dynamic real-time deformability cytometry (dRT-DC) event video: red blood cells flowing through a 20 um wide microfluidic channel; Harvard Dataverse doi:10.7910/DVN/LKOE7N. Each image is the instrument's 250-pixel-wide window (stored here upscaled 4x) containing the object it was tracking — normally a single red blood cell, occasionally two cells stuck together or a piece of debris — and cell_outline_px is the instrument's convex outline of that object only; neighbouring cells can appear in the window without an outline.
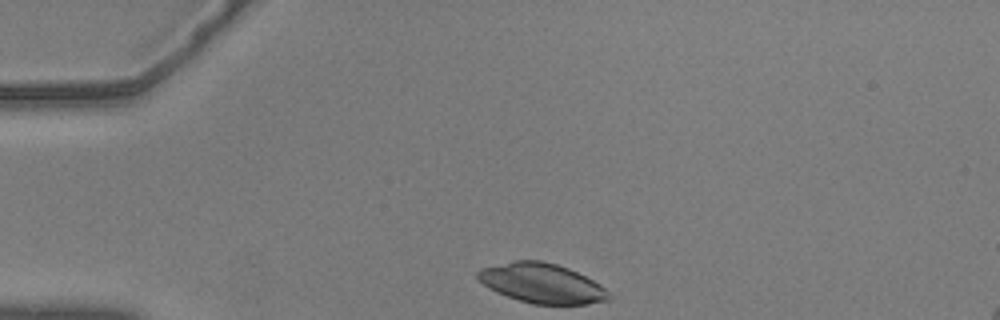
{"species": "common noctule bat (a hibernating species)", "species_latin": "Nyctalus noctula", "temperature_condition": "warm", "stored_images_in_passage": 35, "camera_frame_rate_fps": 3000, "um_per_image_px": 0.085, "animal": {"sex": "male", "body_mass_g": 20.5, "forearm_length_mm": 52.5}, "frame": {"image": 1, "passage_image": 1, "time_ms": 0.0, "image_size_px": [1000, 320], "cell_outline_px": [[612, 296], [608, 300], [588, 304], [532, 304], [496, 292], [488, 288], [476, 276], [476, 272], [480, 268], [512, 260], [540, 260], [556, 264], [568, 268], [600, 284]], "centroid_in_image_um": [46.03, 24.07], "position_along_channel_um": 39.0, "area_um2": 30.23}}
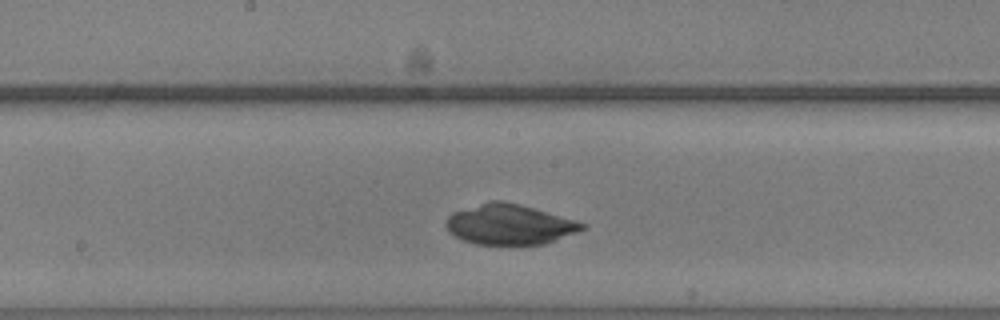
{"frame": {"image": 2, "passage_image": 18, "time_ms": 5.667, "image_size_px": [1000, 320], "cell_outline_px": [[588, 228], [544, 244], [476, 244], [464, 240], [448, 232], [444, 224], [448, 216], [452, 212], [492, 200], [504, 200], [520, 204], [576, 220], [588, 224]], "centroid_in_image_um": [43.32, 19.07], "position_along_channel_um": 204.9, "area_um2": 31.96}}
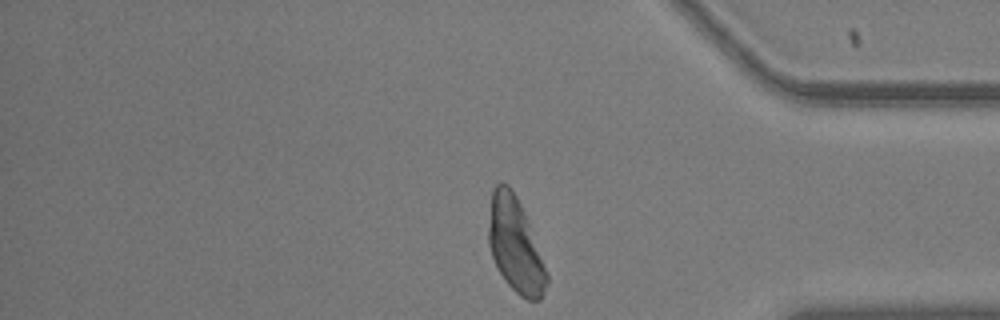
{"frame": {"image": 3, "passage_image": 35, "time_ms": 11.333, "image_size_px": [1000, 320], "cell_outline_px": [[548, 280], [540, 300], [528, 300], [520, 296], [508, 284], [500, 272], [492, 256], [488, 244], [488, 228], [492, 188], [496, 184], [508, 184], [512, 188], [528, 220], [548, 276]], "centroid_in_image_um": [43.78, 20.82], "position_along_channel_um": 391.4, "area_um2": 31.56}}